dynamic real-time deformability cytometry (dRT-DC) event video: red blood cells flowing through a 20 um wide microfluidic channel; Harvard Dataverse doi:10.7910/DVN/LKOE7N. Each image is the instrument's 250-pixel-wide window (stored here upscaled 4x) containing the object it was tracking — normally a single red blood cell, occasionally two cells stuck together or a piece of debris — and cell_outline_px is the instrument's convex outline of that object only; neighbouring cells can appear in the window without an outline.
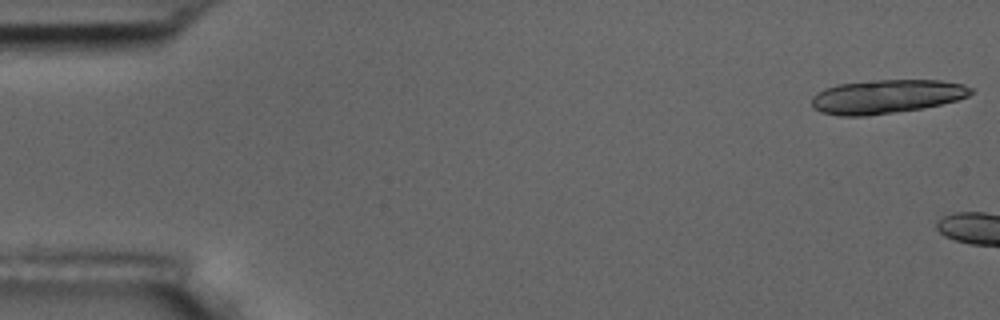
{"species": "common noctule bat (a hibernating species)", "species_latin": "Nyctalus noctula", "temperature_condition": "room temperature", "stored_images_in_passage": 19, "camera_frame_rate_fps": 3000, "um_per_image_px": 0.085, "animal": {"sex": "male", "body_mass_g": 17.5, "forearm_length_mm": 52.3}, "frame": {"image": 1, "passage_image": 1, "time_ms": 0.0, "image_size_px": [1000, 320], "cell_outline_px": [[972, 92], [968, 96], [956, 100], [940, 104], [920, 108], [868, 116], [840, 116], [820, 112], [812, 108], [812, 96], [816, 92], [824, 88], [836, 84], [876, 80], [940, 80], [964, 84], [972, 88]], "centroid_in_image_um": [75.29, 8.2], "position_along_channel_um": 9.7, "area_um2": 31.44}}
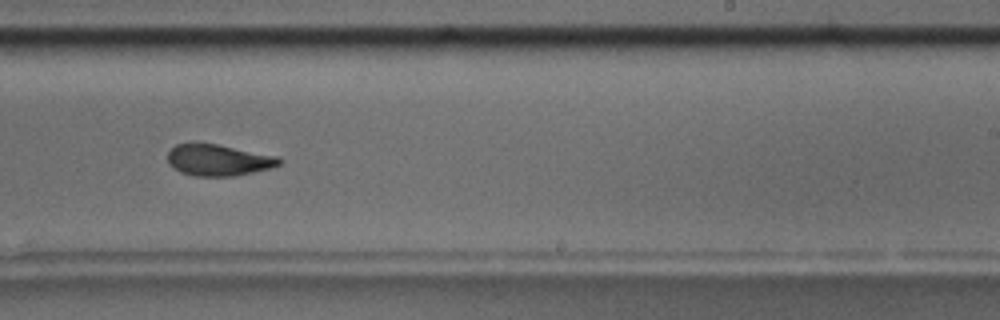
{"frame": {"image": 2, "passage_image": 11, "time_ms": 12.333, "image_size_px": [1000, 320], "cell_outline_px": [[284, 160], [280, 164], [268, 168], [236, 176], [196, 176], [180, 172], [172, 168], [168, 164], [168, 152], [176, 144], [192, 140], [196, 140], [280, 156]], "centroid_in_image_um": [18.52, 13.57], "position_along_channel_um": 270.5, "area_um2": 21.04}}
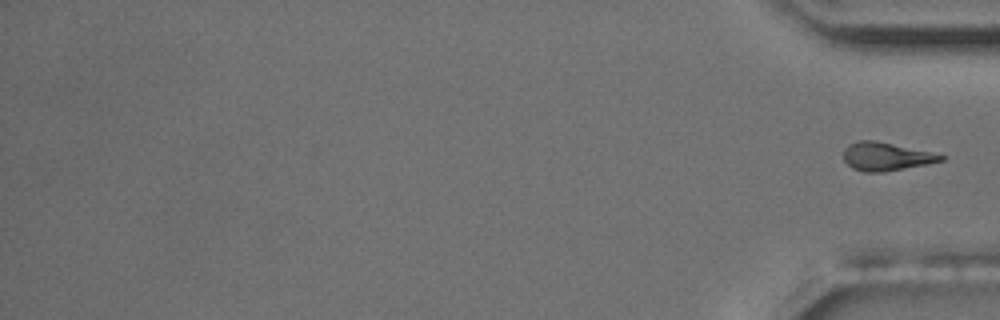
{"frame": {"image": 3, "passage_image": 19, "time_ms": 22.333, "image_size_px": [1000, 320], "cell_outline_px": [[944, 160], [928, 164], [880, 172], [864, 172], [852, 168], [844, 160], [844, 148], [848, 144], [860, 140], [876, 140], [928, 152], [944, 156]], "centroid_in_image_um": [75.25, 13.3], "position_along_channel_um": 359.9, "area_um2": 15.72}}